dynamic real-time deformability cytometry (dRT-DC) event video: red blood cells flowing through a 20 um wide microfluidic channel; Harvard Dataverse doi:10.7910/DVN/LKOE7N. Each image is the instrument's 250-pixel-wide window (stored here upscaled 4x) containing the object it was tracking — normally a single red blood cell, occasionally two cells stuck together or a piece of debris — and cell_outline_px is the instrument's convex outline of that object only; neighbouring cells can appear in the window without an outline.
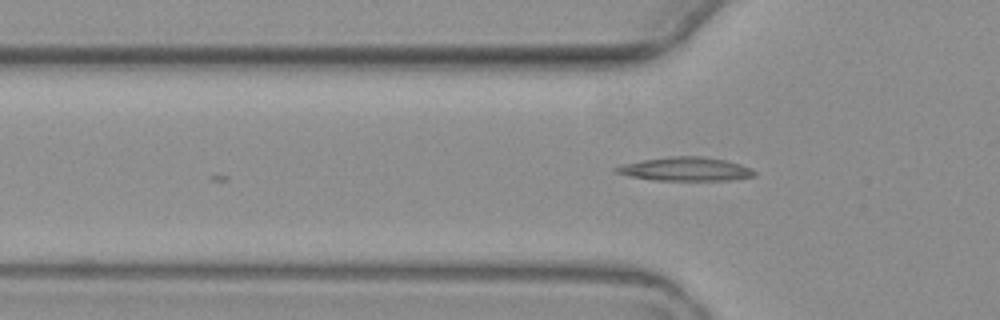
{"species": "common noctule bat (a hibernating species)", "species_latin": "Nyctalus noctula", "temperature_condition": "warm", "stored_images_in_passage": 4, "camera_frame_rate_fps": 3000, "um_per_image_px": 0.085, "animal": {"sex": "female", "body_mass_g": 19.3, "forearm_length_mm": 54.1}, "frame": {"image": 1, "passage_image": 4, "time_ms": 4.0, "image_size_px": [1000, 320], "cell_outline_px": [[756, 176], [732, 180], [656, 180], [632, 176], [616, 172], [612, 168], [624, 164], [644, 160], [672, 156], [700, 156], [724, 160], [740, 164], [756, 172]], "centroid_in_image_um": [58.3, 14.37], "position_along_channel_um": 67.5, "area_um2": 18.73}}